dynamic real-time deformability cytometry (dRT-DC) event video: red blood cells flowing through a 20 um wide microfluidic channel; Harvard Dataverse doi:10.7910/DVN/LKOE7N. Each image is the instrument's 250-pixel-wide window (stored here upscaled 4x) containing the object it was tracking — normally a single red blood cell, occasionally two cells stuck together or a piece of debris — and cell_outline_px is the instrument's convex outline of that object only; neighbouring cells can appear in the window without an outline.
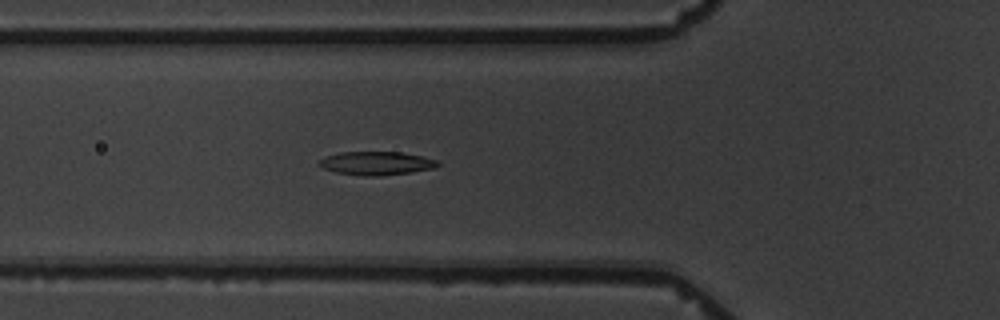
{"species": "common noctule bat (a hibernating species)", "species_latin": "Nyctalus noctula", "temperature_condition": "warm", "stored_images_in_passage": 5, "camera_frame_rate_fps": 3000, "um_per_image_px": 0.085, "animal": {"sex": "male", "body_mass_g": 19.5, "forearm_length_mm": 54.6}, "frame": {"image": 1, "passage_image": 5, "time_ms": 4.667, "image_size_px": [1000, 320], "cell_outline_px": [[440, 164], [436, 168], [412, 172], [380, 176], [364, 176], [336, 172], [324, 168], [316, 164], [316, 160], [324, 156], [340, 152], [400, 152], [420, 156], [436, 160]], "centroid_in_image_um": [31.94, 13.88], "position_along_channel_um": 93.9, "area_um2": 16.36}}